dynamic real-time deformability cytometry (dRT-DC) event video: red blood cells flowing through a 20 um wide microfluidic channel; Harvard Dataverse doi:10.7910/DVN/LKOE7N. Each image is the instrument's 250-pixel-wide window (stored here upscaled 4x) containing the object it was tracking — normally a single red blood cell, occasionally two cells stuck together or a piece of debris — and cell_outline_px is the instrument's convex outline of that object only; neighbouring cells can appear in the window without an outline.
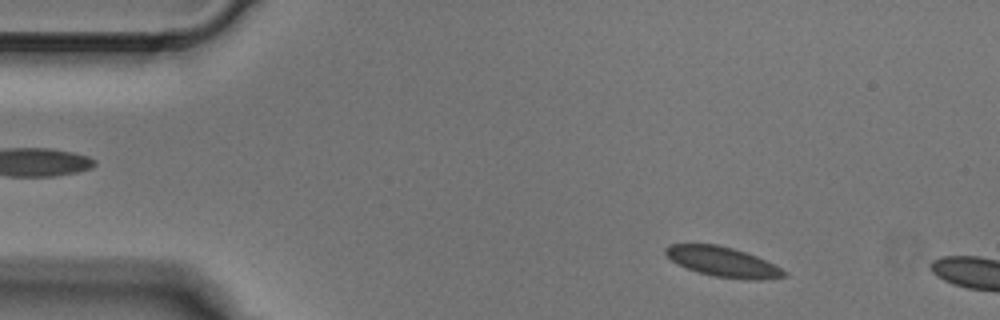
{"species": "Egyptian fruit bat (a non-hibernating species)", "species_latin": "Rousettus aegyptiacus", "temperature_condition": "cold", "stored_images_in_passage": 2, "camera_frame_rate_fps": 3000, "um_per_image_px": 0.085, "animal": {"sex": "male"}, "frame": {"image": 1, "passage_image": 1, "time_ms": 0.0, "image_size_px": [1000, 320], "cell_outline_px": [[788, 276], [760, 280], [748, 280], [716, 276], [696, 272], [672, 260], [664, 252], [664, 248], [668, 244], [716, 244], [732, 248], [756, 256], [788, 272]], "centroid_in_image_um": [61.45, 22.26], "position_along_channel_um": 23.6, "area_um2": 20.4}}